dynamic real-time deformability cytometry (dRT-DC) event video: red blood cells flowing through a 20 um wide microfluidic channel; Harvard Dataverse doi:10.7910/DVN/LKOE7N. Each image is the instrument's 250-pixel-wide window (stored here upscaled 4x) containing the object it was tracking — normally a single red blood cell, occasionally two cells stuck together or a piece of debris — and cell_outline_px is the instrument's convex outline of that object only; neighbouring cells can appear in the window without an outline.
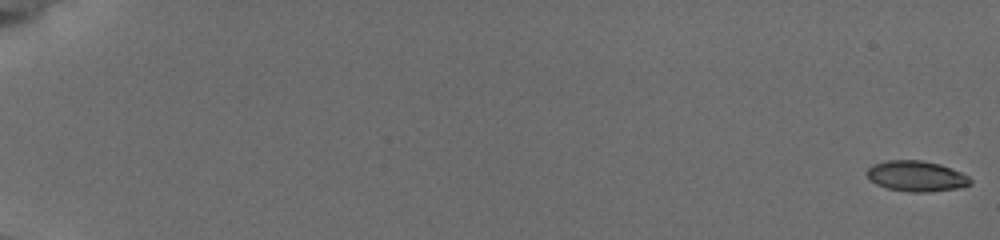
{"species": "common noctule bat (a hibernating species)", "species_latin": "Nyctalus noctula", "temperature_condition": "cold", "stored_images_in_passage": 26, "camera_frame_rate_fps": 3000, "um_per_image_px": 0.085, "animal": {"sex": "female", "body_mass_g": 19.5, "forearm_length_mm": 54.1}, "frame": {"image": 1, "passage_image": 1, "time_ms": 0.0, "image_size_px": [1000, 240], "cell_outline_px": [[972, 184], [956, 188], [928, 192], [912, 192], [888, 188], [876, 184], [868, 176], [868, 168], [872, 164], [888, 160], [920, 160], [940, 164], [960, 172], [968, 176], [972, 180]], "centroid_in_image_um": [77.9, 14.96], "position_along_channel_um": 7.1, "area_um2": 18.21}}
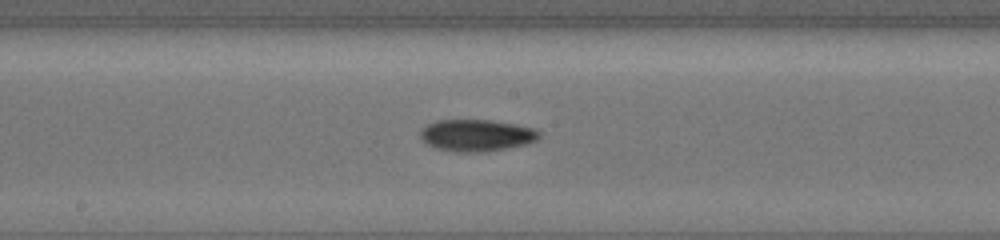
{"frame": {"image": 2, "passage_image": 12, "time_ms": 10.667, "image_size_px": [1000, 240], "cell_outline_px": [[536, 136], [532, 140], [524, 144], [484, 152], [456, 152], [436, 148], [428, 144], [420, 136], [420, 132], [428, 124], [436, 120], [488, 120], [512, 124], [532, 128], [536, 132]], "centroid_in_image_um": [40.39, 11.5], "position_along_channel_um": 207.8, "area_um2": 21.27}}
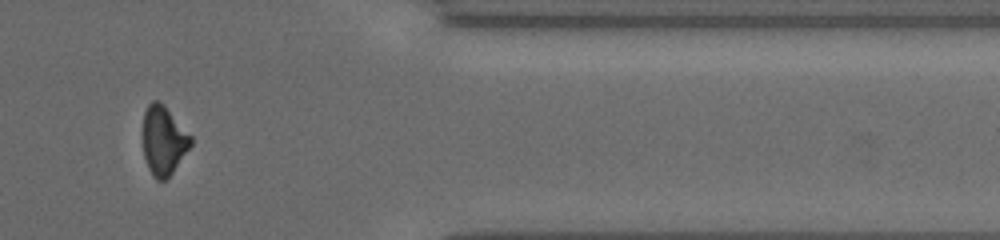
{"frame": {"image": 3, "passage_image": 22, "time_ms": 16.0, "image_size_px": [1000, 240], "cell_outline_px": [[192, 144], [172, 172], [164, 180], [156, 180], [152, 176], [148, 168], [144, 156], [144, 112], [148, 104], [152, 100], [156, 100], [164, 104], [192, 136]], "centroid_in_image_um": [13.91, 11.92], "position_along_channel_um": 397.5, "area_um2": 19.07}, "authors_computed_cell_mechanics": {"area_um2": 19.941, "velocity_mm_per_s": 3.869, "shape_relaxation_time_tau1_ms": 3.0206, "shape_relaxation_time_tau2_ms": 5.8645, "deformation_change_tau1": 0.1254, "deformation_change_tau2": 0.0886}}